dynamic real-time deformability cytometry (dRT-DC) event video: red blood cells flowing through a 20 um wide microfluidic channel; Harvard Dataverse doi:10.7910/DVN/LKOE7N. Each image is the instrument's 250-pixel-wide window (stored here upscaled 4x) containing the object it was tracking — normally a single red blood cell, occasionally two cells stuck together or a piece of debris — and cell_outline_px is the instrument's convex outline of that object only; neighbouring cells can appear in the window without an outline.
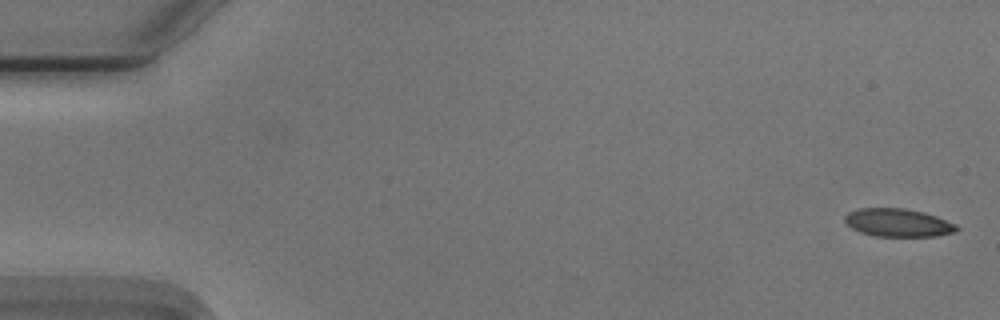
{"species": "Egyptian fruit bat (a non-hibernating species)", "species_latin": "Rousettus aegyptiacus", "temperature_condition": "cold", "stored_images_in_passage": 54, "camera_frame_rate_fps": 3000, "um_per_image_px": 0.085, "animal": {"sex": "male"}, "frame": {"image": 1, "passage_image": 1, "time_ms": 0.0, "image_size_px": [1000, 320], "cell_outline_px": [[960, 228], [956, 232], [936, 236], [876, 236], [860, 232], [852, 228], [844, 220], [844, 216], [848, 212], [860, 208], [904, 208], [924, 212], [936, 216], [956, 224]], "centroid_in_image_um": [76.35, 18.92], "position_along_channel_um": 8.7, "area_um2": 18.32}}
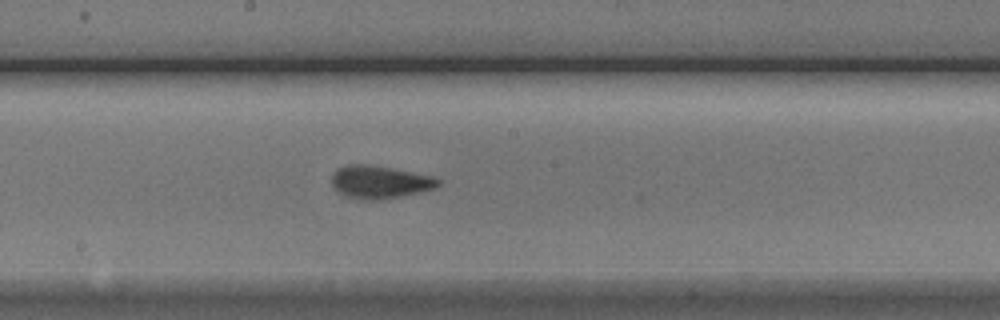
{"frame": {"image": 2, "passage_image": 29, "time_ms": 9.333, "image_size_px": [1000, 320], "cell_outline_px": [[440, 184], [436, 188], [420, 192], [384, 200], [360, 200], [344, 196], [332, 188], [332, 172], [336, 168], [348, 164], [368, 164], [392, 168], [432, 176], [440, 180]], "centroid_in_image_um": [32.23, 15.48], "position_along_channel_um": 216.0, "area_um2": 20.75}}
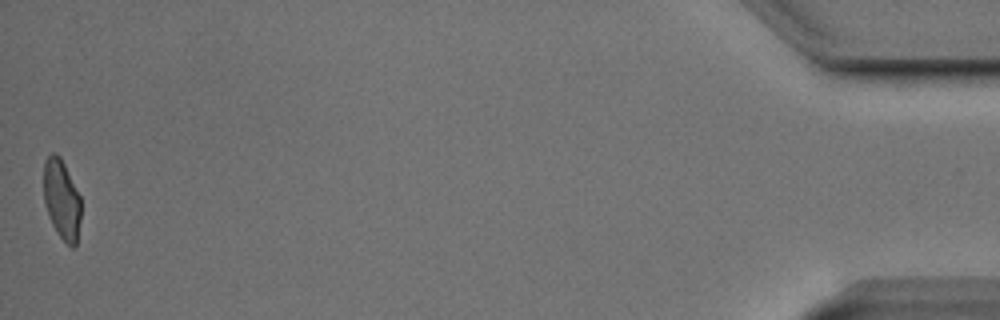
{"frame": {"image": 3, "passage_image": 54, "time_ms": 17.667, "image_size_px": [1000, 320], "cell_outline_px": [[80, 220], [76, 244], [72, 248], [56, 232], [48, 216], [44, 200], [44, 160], [52, 152], [56, 152], [60, 156], [80, 196]], "centroid_in_image_um": [5.23, 16.94], "position_along_channel_um": 430.0, "area_um2": 17.22}, "authors_computed_cell_mechanics": {"area_um2": 19.2763, "velocity_mm_per_s": 3.7456, "shape_relaxation_time_tau1_ms": 3.5736, "shape_relaxation_time_tau2_ms": 1.1548, "deformation_change_tau1": 0.1529, "deformation_change_tau2": 0.0824}}